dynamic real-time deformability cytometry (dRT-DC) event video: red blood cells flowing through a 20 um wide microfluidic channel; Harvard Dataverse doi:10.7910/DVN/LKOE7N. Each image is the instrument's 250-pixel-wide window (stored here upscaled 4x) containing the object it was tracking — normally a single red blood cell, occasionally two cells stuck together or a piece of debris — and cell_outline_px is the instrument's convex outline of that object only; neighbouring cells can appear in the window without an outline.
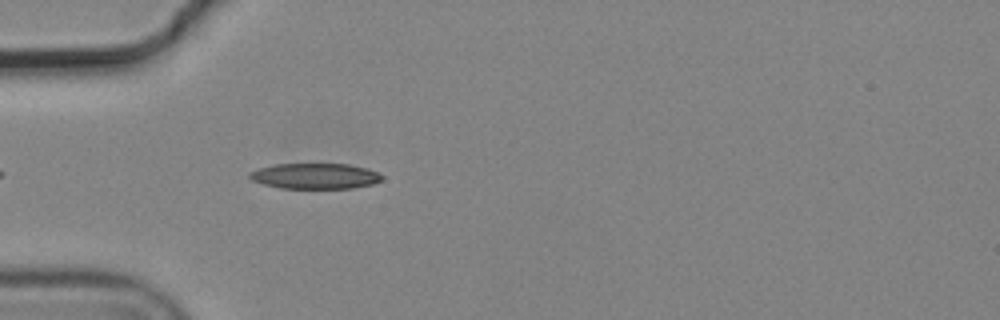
{"species": "common noctule bat (a hibernating species)", "species_latin": "Nyctalus noctula", "temperature_condition": "cold", "stored_images_in_passage": 5, "camera_frame_rate_fps": 3000, "um_per_image_px": 0.085, "animal": {"sex": "male", "body_mass_g": 19.2, "forearm_length_mm": 51.8}, "frame": {"image": 1, "passage_image": 5, "time_ms": 1.333, "image_size_px": [1000, 320], "cell_outline_px": [[384, 180], [372, 184], [352, 188], [280, 188], [264, 184], [252, 180], [248, 176], [248, 172], [260, 168], [276, 164], [348, 164], [368, 168], [384, 176]], "centroid_in_image_um": [26.81, 14.96], "position_along_channel_um": 58.2, "area_um2": 19.77}}